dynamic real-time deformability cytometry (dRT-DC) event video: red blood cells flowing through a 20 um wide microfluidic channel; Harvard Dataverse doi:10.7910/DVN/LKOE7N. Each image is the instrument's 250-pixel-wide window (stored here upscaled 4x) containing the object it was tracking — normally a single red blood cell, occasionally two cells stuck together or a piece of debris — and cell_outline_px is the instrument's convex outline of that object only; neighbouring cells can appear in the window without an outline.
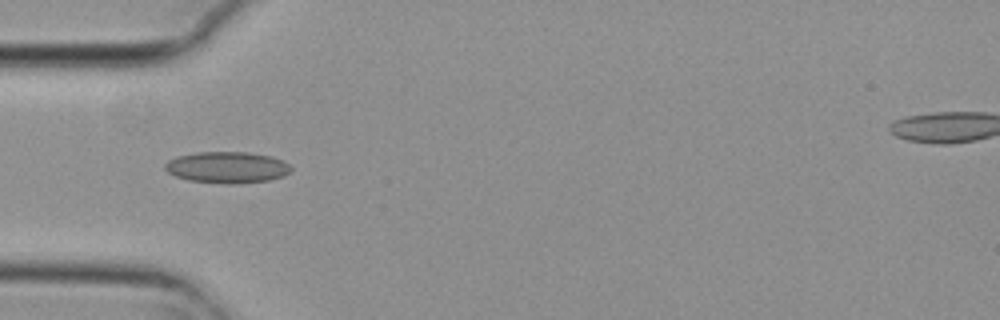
{"species": "common noctule bat (a hibernating species)", "species_latin": "Nyctalus noctula", "temperature_condition": "cold", "stored_images_in_passage": 6, "camera_frame_rate_fps": 3000, "um_per_image_px": 0.085, "animal": {"sex": "female", "body_mass_g": 29.2, "forearm_length_mm": 56.3}, "frame": {"image": 1, "passage_image": 5, "time_ms": 1.333, "image_size_px": [1000, 320], "cell_outline_px": [[292, 172], [284, 176], [268, 180], [236, 184], [224, 184], [188, 180], [176, 176], [168, 172], [164, 168], [164, 164], [168, 160], [176, 156], [196, 152], [248, 152], [272, 156], [284, 160], [292, 168]], "centroid_in_image_um": [19.32, 14.22], "position_along_channel_um": 65.7, "area_um2": 23.35}}
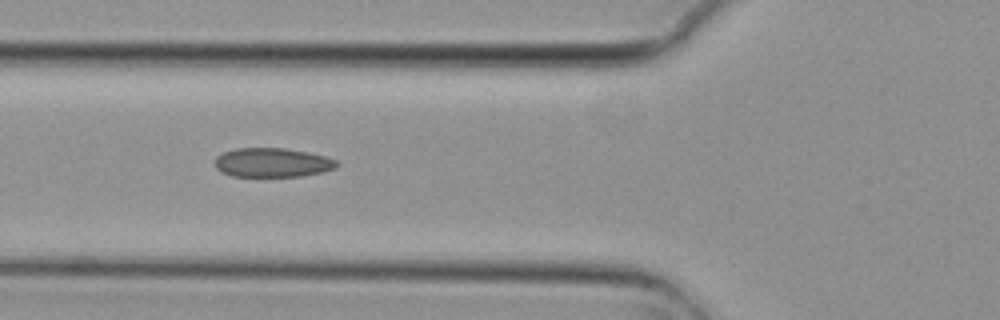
{"frame": {"image": 2, "passage_image": 6, "time_ms": 1.667, "image_size_px": [1000, 320], "cell_outline_px": [[340, 164], [336, 168], [320, 172], [300, 176], [232, 176], [220, 172], [216, 168], [216, 156], [224, 152], [236, 148], [284, 148], [308, 152], [324, 156], [336, 160]], "centroid_in_image_um": [23.14, 13.81], "position_along_channel_um": 102.7, "area_um2": 20.63}}